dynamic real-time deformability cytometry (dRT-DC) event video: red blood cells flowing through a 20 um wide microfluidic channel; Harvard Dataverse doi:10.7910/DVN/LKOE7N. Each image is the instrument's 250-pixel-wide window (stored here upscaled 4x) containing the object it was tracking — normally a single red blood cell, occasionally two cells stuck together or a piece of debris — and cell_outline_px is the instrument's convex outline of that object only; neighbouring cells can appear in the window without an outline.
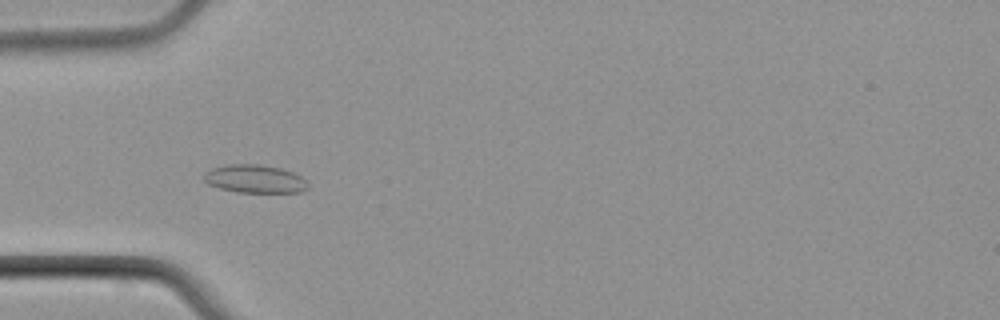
{"species": "common noctule bat (a hibernating species)", "species_latin": "Nyctalus noctula", "temperature_condition": "cold", "stored_images_in_passage": 7, "camera_frame_rate_fps": 3000, "um_per_image_px": 0.085, "animal": {"sex": "male", "body_mass_g": 21.5, "forearm_length_mm": 52.0}, "frame": {"image": 1, "passage_image": 4, "time_ms": 5.333, "image_size_px": [1000, 320], "cell_outline_px": [[308, 188], [300, 192], [236, 192], [220, 188], [208, 184], [204, 180], [204, 172], [212, 168], [228, 164], [260, 164], [280, 168], [292, 172], [300, 176], [308, 184]], "centroid_in_image_um": [21.63, 15.2], "position_along_channel_um": 63.4, "area_um2": 16.99}}
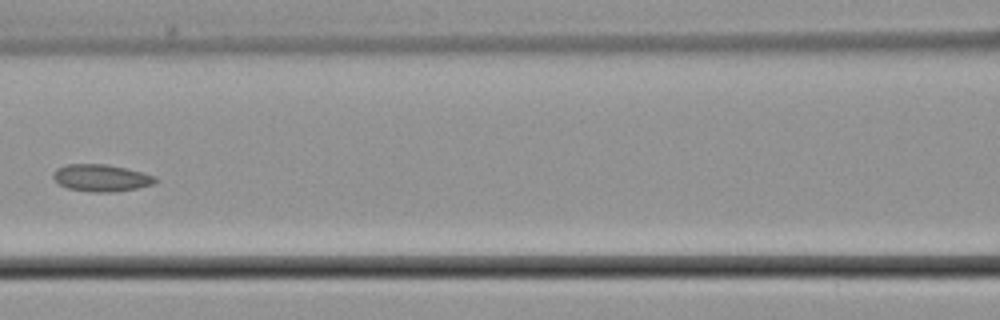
{"frame": {"image": 2, "passage_image": 6, "time_ms": 8.0, "image_size_px": [1000, 320], "cell_outline_px": [[160, 180], [152, 184], [136, 188], [112, 192], [92, 192], [68, 188], [60, 184], [52, 176], [56, 168], [68, 164], [108, 164], [156, 176]], "centroid_in_image_um": [8.61, 15.12], "position_along_channel_um": 158.0, "area_um2": 15.95}}
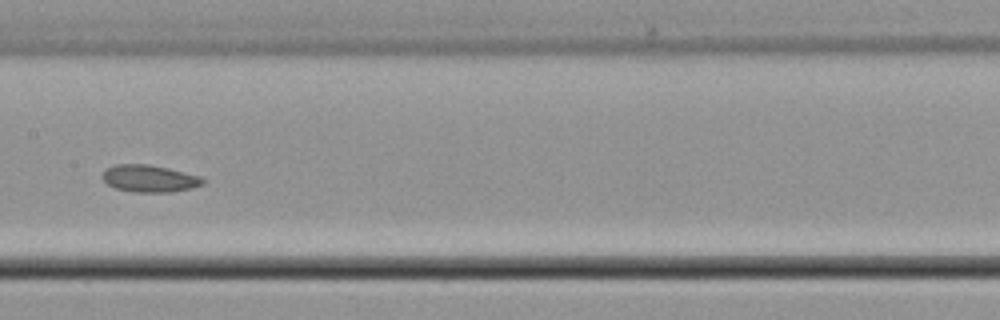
{"frame": {"image": 3, "passage_image": 7, "time_ms": 9.0, "image_size_px": [1000, 320], "cell_outline_px": [[204, 184], [192, 188], [172, 192], [132, 192], [116, 188], [108, 184], [104, 180], [104, 168], [116, 164], [148, 164], [168, 168], [200, 176], [204, 180]], "centroid_in_image_um": [12.71, 15.17], "position_along_channel_um": 194.7, "area_um2": 15.84}}